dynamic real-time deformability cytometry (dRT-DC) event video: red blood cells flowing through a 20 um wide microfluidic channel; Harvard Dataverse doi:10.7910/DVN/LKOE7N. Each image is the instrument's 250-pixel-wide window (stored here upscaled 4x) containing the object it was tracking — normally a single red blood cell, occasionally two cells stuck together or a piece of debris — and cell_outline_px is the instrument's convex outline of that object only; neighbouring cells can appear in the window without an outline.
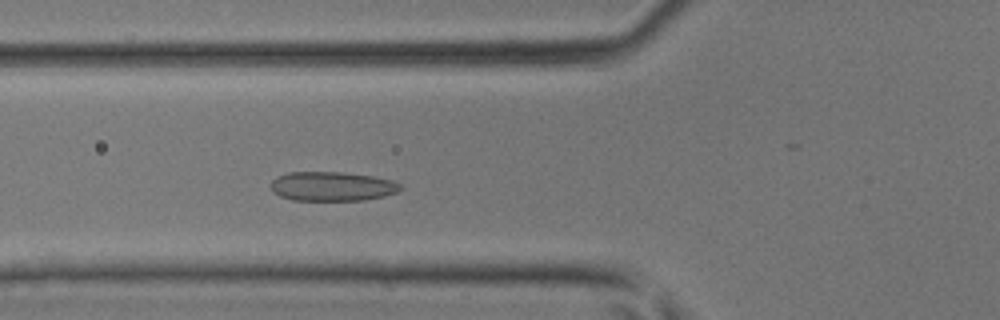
{"species": "common noctule bat (a hibernating species)", "species_latin": "Nyctalus noctula", "temperature_condition": "room temperature", "stored_images_in_passage": 35, "camera_frame_rate_fps": 3000, "um_per_image_px": 0.085, "animal": {"sex": "male", "body_mass_g": 17.9, "forearm_length_mm": 54.2}, "frame": {"image": 1, "passage_image": 13, "time_ms": 4.0, "image_size_px": [1000, 320], "cell_outline_px": [[404, 188], [396, 192], [384, 196], [364, 200], [292, 200], [280, 196], [272, 192], [272, 180], [276, 176], [288, 172], [340, 172], [372, 176], [392, 180], [400, 184]], "centroid_in_image_um": [28.22, 15.84], "position_along_channel_um": 97.6, "area_um2": 22.14}}
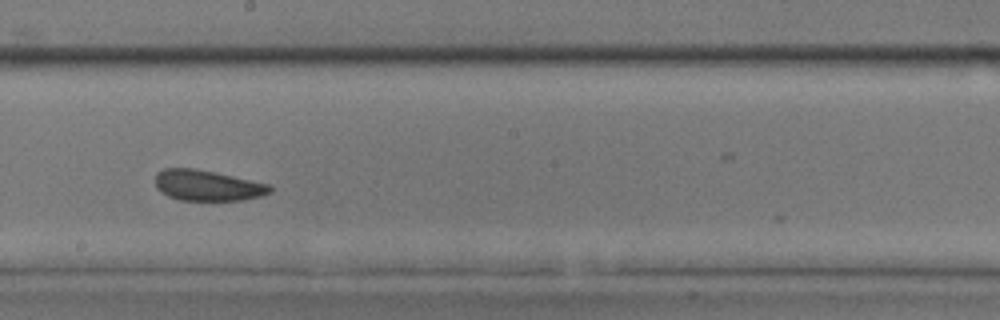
{"frame": {"image": 2, "passage_image": 22, "time_ms": 7.0, "image_size_px": [1000, 320], "cell_outline_px": [[272, 192], [260, 196], [244, 200], [180, 200], [168, 196], [160, 192], [156, 188], [156, 172], [164, 168], [196, 168], [216, 172], [268, 184], [272, 188]], "centroid_in_image_um": [17.6, 15.76], "position_along_channel_um": 230.6, "area_um2": 20.58}}
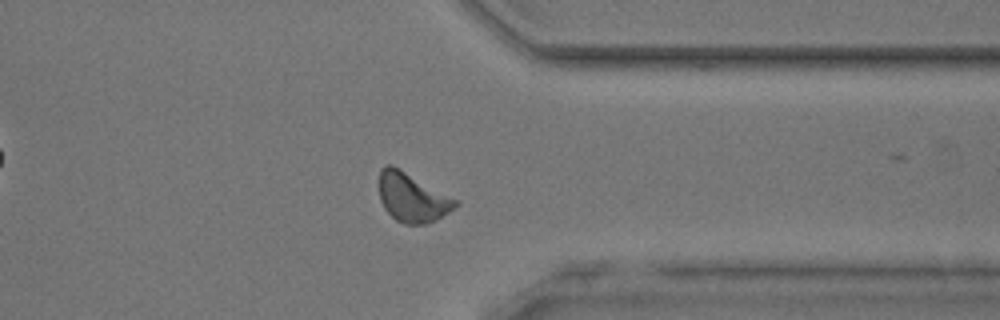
{"frame": {"image": 3, "passage_image": 32, "time_ms": 10.333, "image_size_px": [1000, 320], "cell_outline_px": [[460, 204], [436, 220], [424, 224], [404, 224], [396, 220], [384, 208], [380, 200], [380, 168], [388, 164], [392, 164], [400, 168], [460, 200]], "centroid_in_image_um": [35.07, 16.77], "position_along_channel_um": 376.3, "area_um2": 21.96}}